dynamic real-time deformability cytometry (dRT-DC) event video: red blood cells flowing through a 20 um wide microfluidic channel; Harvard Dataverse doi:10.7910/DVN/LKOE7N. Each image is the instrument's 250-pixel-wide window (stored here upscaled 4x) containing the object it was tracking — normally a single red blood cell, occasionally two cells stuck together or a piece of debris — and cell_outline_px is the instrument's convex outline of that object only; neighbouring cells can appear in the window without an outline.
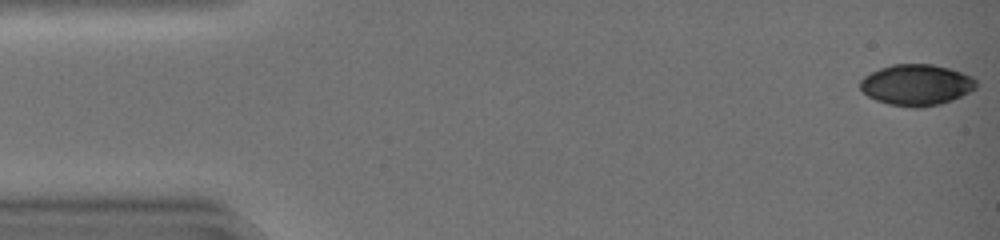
{"species": "common noctule bat (a hibernating species)", "species_latin": "Nyctalus noctula", "temperature_condition": "warm", "stored_images_in_passage": 5, "camera_frame_rate_fps": 3000, "um_per_image_px": 0.085, "animal": {"sex": "female", "body_mass_g": 19.0, "forearm_length_mm": 51.5}, "frame": {"image": 1, "passage_image": 1, "time_ms": 0.0, "image_size_px": [1000, 240], "cell_outline_px": [[976, 88], [952, 100], [940, 104], [920, 108], [916, 108], [888, 104], [876, 100], [868, 96], [860, 88], [860, 80], [864, 76], [880, 68], [892, 64], [932, 64], [948, 68], [972, 76], [976, 80]], "centroid_in_image_um": [77.88, 7.22], "position_along_channel_um": 7.1, "area_um2": 27.69}}